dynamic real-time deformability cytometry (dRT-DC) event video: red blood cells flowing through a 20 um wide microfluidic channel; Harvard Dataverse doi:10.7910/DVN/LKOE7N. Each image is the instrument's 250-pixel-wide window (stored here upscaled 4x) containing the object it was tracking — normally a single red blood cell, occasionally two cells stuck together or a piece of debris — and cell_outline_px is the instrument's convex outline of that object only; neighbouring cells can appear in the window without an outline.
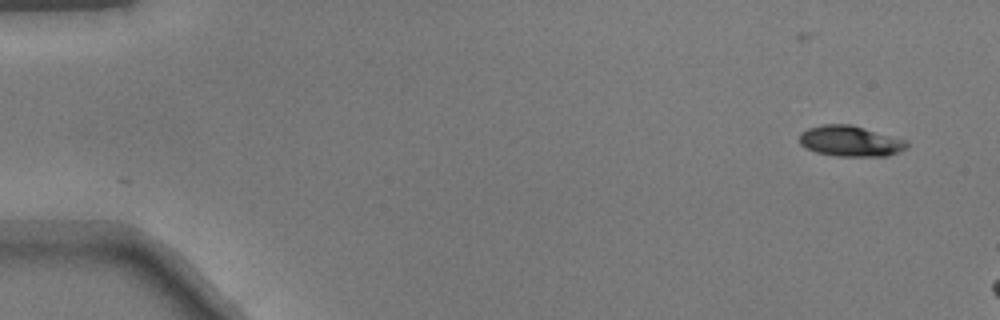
{"species": "common noctule bat (a hibernating species)", "species_latin": "Nyctalus noctula", "temperature_condition": "warm", "stored_images_in_passage": 7, "camera_frame_rate_fps": 3000, "um_per_image_px": 0.085, "animal": {"sex": "male", "body_mass_g": 17.9}, "frame": {"image": 1, "passage_image": 1, "time_ms": 0.0, "image_size_px": [1000, 320], "cell_outline_px": [[908, 148], [884, 156], [836, 156], [816, 152], [804, 148], [800, 144], [800, 132], [808, 128], [824, 124], [852, 124], [908, 140]], "centroid_in_image_um": [72.27, 11.98], "position_along_channel_um": 12.7, "area_um2": 19.36}}